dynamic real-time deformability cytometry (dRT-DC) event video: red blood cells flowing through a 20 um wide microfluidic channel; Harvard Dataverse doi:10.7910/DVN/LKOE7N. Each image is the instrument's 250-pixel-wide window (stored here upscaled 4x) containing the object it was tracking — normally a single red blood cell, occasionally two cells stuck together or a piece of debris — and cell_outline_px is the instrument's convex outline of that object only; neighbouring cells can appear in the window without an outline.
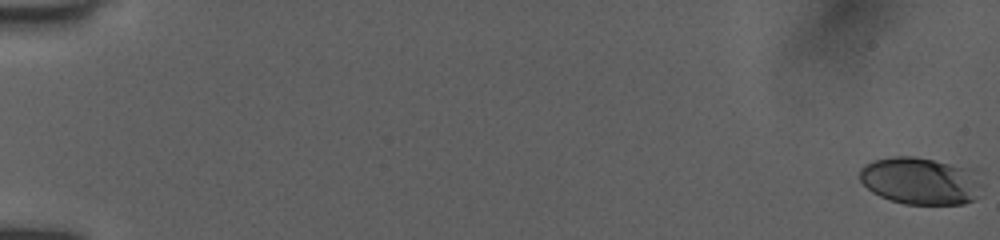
{"species": "human", "species_latin": "Homo sapiens", "temperature_condition": "room temperature", "stored_images_in_passage": 45, "camera_frame_rate_fps": 3000, "um_per_image_px": 0.085, "donor": {"sex": "female"}, "frame": {"image": 1, "passage_image": 1, "time_ms": 0.0, "image_size_px": [1000, 240], "cell_outline_px": [[984, 184], [980, 196], [976, 200], [964, 204], [904, 204], [880, 196], [872, 192], [860, 180], [860, 168], [864, 164], [876, 160], [896, 156], [912, 156], [972, 168]], "centroid_in_image_um": [78.31, 15.39], "position_along_channel_um": 6.7, "area_um2": 33.99}}
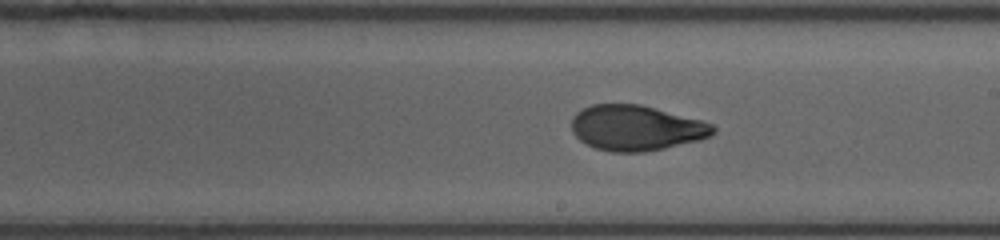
{"frame": {"image": 2, "passage_image": 27, "time_ms": 10.667, "image_size_px": [1000, 240], "cell_outline_px": [[716, 132], [712, 136], [700, 140], [664, 148], [644, 152], [608, 152], [596, 148], [580, 140], [572, 132], [572, 116], [576, 112], [592, 104], [640, 104], [700, 120], [712, 124], [716, 128]], "centroid_in_image_um": [54.07, 10.88], "position_along_channel_um": 234.9, "area_um2": 37.4}}
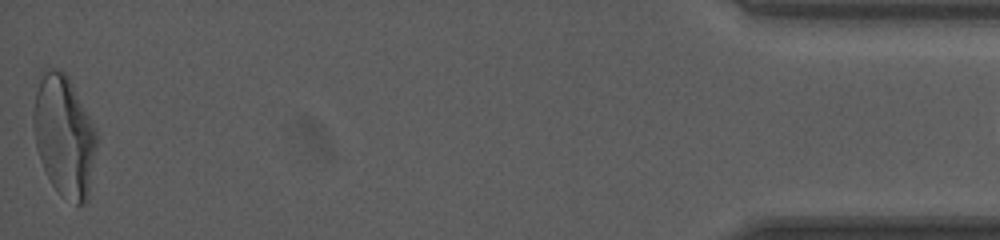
{"frame": {"image": 3, "passage_image": 45, "time_ms": 17.667, "image_size_px": [1000, 240], "cell_outline_px": [[96, 144], [88, 200], [84, 204], [76, 204], [60, 196], [52, 184], [40, 160], [36, 148], [32, 116], [36, 92], [40, 72], [44, 68], [52, 68], [64, 72], [68, 76], [92, 120], [96, 132]], "centroid_in_image_um": [5.44, 11.54], "position_along_channel_um": 429.8, "area_um2": 44.68}, "authors_computed_cell_mechanics": {"area_um2": 37.281, "velocity_mm_per_s": 3.9837, "shape_relaxation_time_tau1_ms": 4.069, "shape_relaxation_time_tau2_ms": 1.2723, "deformation_change_tau1": 0.1741, "deformation_change_tau2": 0.0666}}